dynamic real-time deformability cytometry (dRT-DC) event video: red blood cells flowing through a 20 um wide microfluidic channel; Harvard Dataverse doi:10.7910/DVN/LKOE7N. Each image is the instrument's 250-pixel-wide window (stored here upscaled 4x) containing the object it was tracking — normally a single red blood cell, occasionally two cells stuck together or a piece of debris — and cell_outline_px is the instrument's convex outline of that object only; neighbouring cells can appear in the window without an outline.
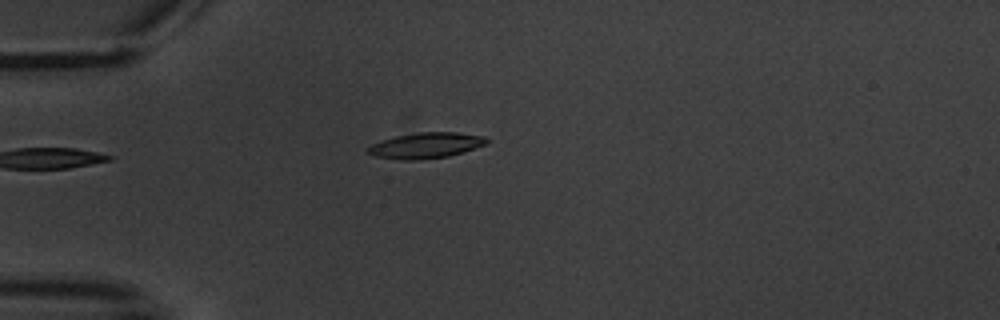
{"species": "common noctule bat (a hibernating species)", "species_latin": "Nyctalus noctula", "temperature_condition": "warm", "stored_images_in_passage": 6, "camera_frame_rate_fps": 3000, "um_per_image_px": 0.085, "animal": {"sex": "male", "body_mass_g": 20.1, "forearm_length_mm": 53.5}, "frame": {"image": 1, "passage_image": 6, "time_ms": 6.667, "image_size_px": [1000, 320], "cell_outline_px": [[488, 144], [464, 152], [448, 156], [416, 160], [404, 160], [376, 156], [368, 152], [368, 148], [372, 144], [380, 140], [396, 136], [420, 132], [456, 132], [484, 136], [488, 140]], "centroid_in_image_um": [36.24, 12.35], "position_along_channel_um": 48.8, "area_um2": 17.69}}